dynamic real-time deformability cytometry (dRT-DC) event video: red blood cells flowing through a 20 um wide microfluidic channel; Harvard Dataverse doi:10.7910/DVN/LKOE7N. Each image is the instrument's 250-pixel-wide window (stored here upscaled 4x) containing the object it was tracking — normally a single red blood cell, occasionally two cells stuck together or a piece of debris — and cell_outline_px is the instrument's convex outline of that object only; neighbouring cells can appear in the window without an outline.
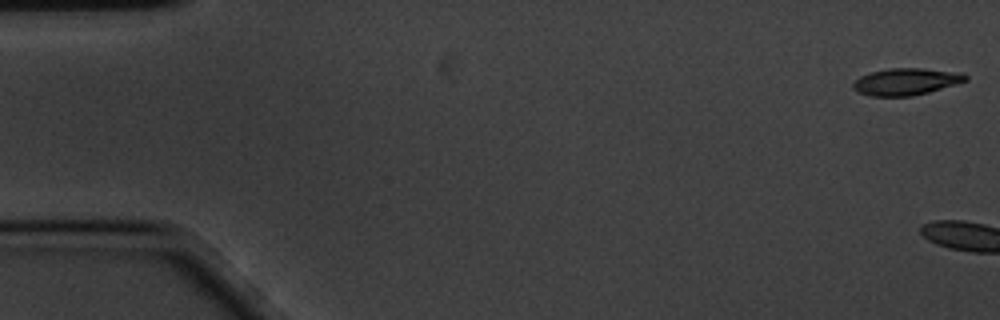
{"species": "common noctule bat (a hibernating species)", "species_latin": "Nyctalus noctula", "temperature_condition": "cold", "stored_images_in_passage": 9, "camera_frame_rate_fps": 3000, "um_per_image_px": 0.085, "animal": {"sex": "male", "body_mass_g": 20.1, "forearm_length_mm": 53.5}, "frame": {"image": 1, "passage_image": 1, "time_ms": 0.0, "image_size_px": [1000, 320], "cell_outline_px": [[968, 80], [928, 92], [912, 96], [872, 96], [860, 92], [852, 88], [852, 84], [860, 76], [872, 72], [888, 68], [920, 68], [964, 72], [968, 76]], "centroid_in_image_um": [77.04, 6.93], "position_along_channel_um": 8.0, "area_um2": 17.57}}
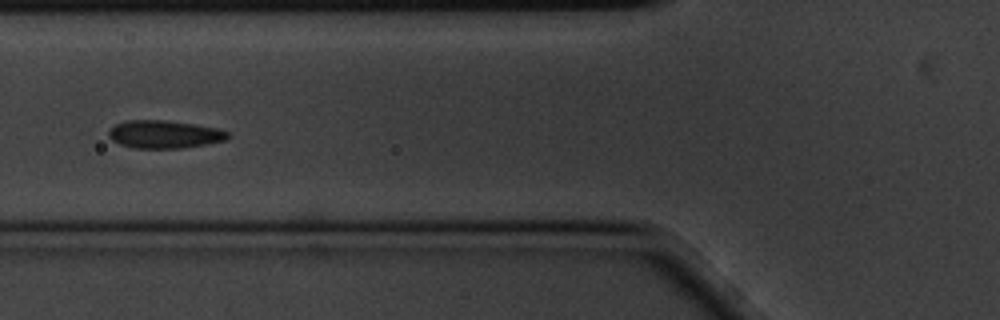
{"frame": {"image": 2, "passage_image": 7, "time_ms": 2.0, "image_size_px": [1000, 320], "cell_outline_px": [[232, 136], [224, 140], [208, 144], [184, 148], [132, 148], [120, 144], [112, 140], [108, 136], [108, 132], [116, 124], [124, 120], [164, 120], [192, 124], [216, 128], [228, 132]], "centroid_in_image_um": [13.96, 11.42], "position_along_channel_um": 111.8, "area_um2": 19.36}}
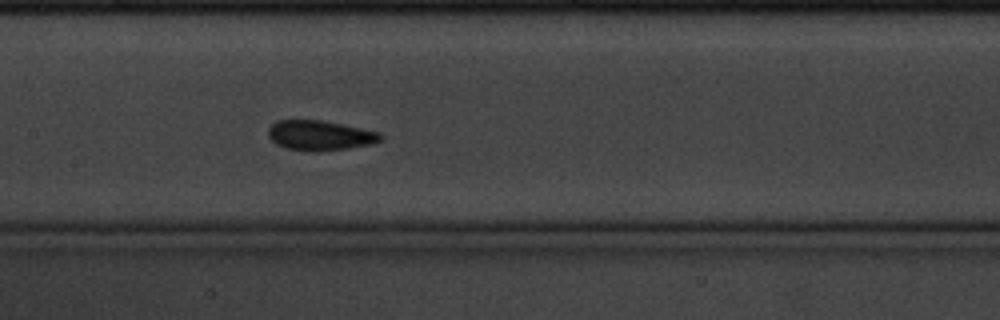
{"frame": {"image": 3, "passage_image": 9, "time_ms": 2.667, "image_size_px": [1000, 320], "cell_outline_px": [[384, 136], [380, 140], [372, 144], [348, 148], [320, 152], [304, 152], [284, 148], [276, 144], [268, 136], [268, 128], [276, 120], [320, 120], [380, 132]], "centroid_in_image_um": [27.16, 11.53], "position_along_channel_um": 180.2, "area_um2": 19.83}}